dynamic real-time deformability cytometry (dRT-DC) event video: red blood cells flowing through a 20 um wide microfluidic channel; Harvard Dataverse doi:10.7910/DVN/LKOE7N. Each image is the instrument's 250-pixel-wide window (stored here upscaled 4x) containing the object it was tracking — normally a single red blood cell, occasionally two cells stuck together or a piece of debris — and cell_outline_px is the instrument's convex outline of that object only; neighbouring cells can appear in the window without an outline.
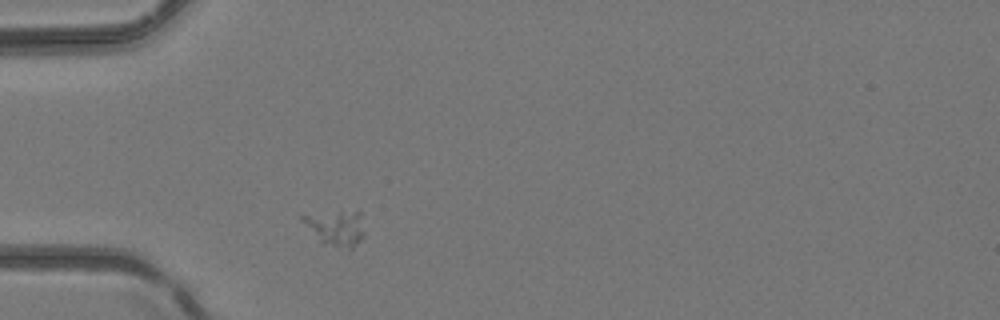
{"species": "common noctule bat (a hibernating species)", "species_latin": "Nyctalus noctula", "temperature_condition": "room temperature", "stored_images_in_passage": 1, "camera_frame_rate_fps": 3000, "um_per_image_px": 0.085, "animal": {"sex": "female", "body_mass_g": 24.6, "forearm_length_mm": 56.2}, "frame": {"image": 1, "passage_image": 1, "time_ms": 0.0, "image_size_px": [1000, 320], "cell_outline_px": [[364, 236], [348, 252], [320, 240], [300, 220], [300, 212], [360, 212], [364, 232]], "centroid_in_image_um": [28.51, 19.36], "position_along_channel_um": 56.5, "area_um2": 12.89}}